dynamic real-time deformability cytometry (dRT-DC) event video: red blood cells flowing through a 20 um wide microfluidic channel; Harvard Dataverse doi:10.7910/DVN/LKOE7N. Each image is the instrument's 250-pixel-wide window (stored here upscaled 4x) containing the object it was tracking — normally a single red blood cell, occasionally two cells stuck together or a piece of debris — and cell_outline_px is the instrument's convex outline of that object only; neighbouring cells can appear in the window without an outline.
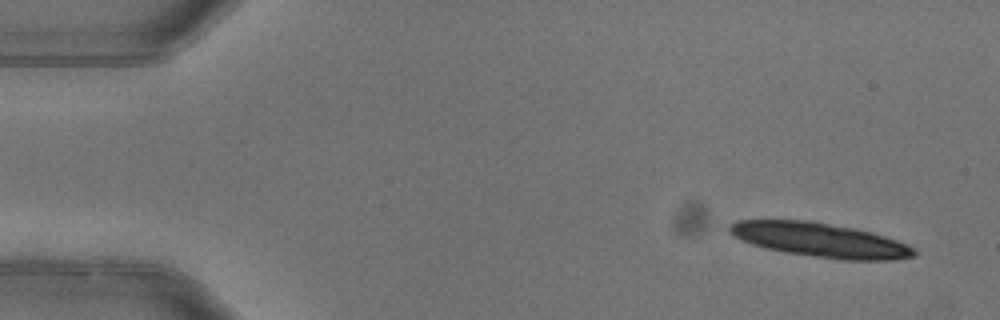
{"species": "common noctule bat (a hibernating species)", "species_latin": "Nyctalus noctula", "temperature_condition": "warm", "stored_images_in_passage": 5, "camera_frame_rate_fps": 3000, "um_per_image_px": 0.085, "animal": {"sex": "female"}, "frame": {"image": 1, "passage_image": 1, "time_ms": 0.0, "image_size_px": [1000, 320], "cell_outline_px": [[916, 256], [896, 260], [840, 260], [784, 252], [764, 248], [740, 240], [728, 232], [728, 224], [736, 220], [808, 220], [856, 228], [872, 232], [908, 244], [916, 248]], "centroid_in_image_um": [69.71, 20.4], "position_along_channel_um": 15.3, "area_um2": 37.28}}
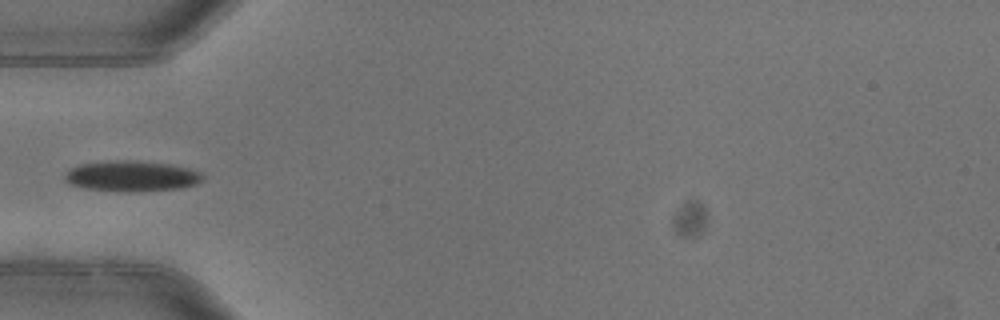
{"frame": {"image": 2, "passage_image": 5, "time_ms": 1.333, "image_size_px": [1000, 320], "cell_outline_px": [[204, 176], [196, 184], [180, 188], [136, 192], [124, 192], [80, 188], [68, 184], [64, 180], [64, 176], [72, 168], [80, 164], [116, 160], [136, 160], [168, 164], [200, 172]], "centroid_in_image_um": [11.13, 14.98], "position_along_channel_um": 73.9, "area_um2": 24.62}}